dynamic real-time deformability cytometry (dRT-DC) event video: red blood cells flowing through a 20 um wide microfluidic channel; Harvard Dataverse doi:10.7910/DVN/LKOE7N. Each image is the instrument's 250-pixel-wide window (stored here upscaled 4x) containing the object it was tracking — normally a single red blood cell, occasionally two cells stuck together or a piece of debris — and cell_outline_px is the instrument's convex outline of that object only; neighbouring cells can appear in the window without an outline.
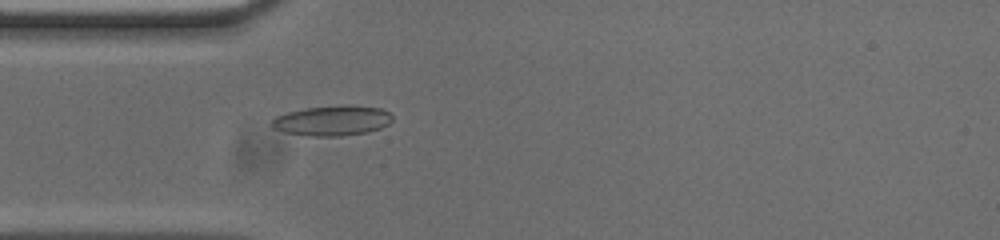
{"species": "common noctule bat (a hibernating species)", "species_latin": "Nyctalus noctula", "temperature_condition": "cold", "stored_images_in_passage": 53, "camera_frame_rate_fps": 3000, "um_per_image_px": 0.085, "animal": {"sex": "male", "body_mass_g": 20.0, "forearm_length_mm": 53.3}, "frame": {"image": 1, "passage_image": 14, "time_ms": 4.333, "image_size_px": [1000, 240], "cell_outline_px": [[392, 120], [388, 124], [380, 128], [364, 132], [340, 136], [312, 136], [284, 132], [272, 128], [272, 120], [276, 116], [288, 112], [308, 108], [344, 104], [348, 104], [380, 108], [388, 112], [392, 116]], "centroid_in_image_um": [28.24, 10.24], "position_along_channel_um": 56.8, "area_um2": 21.04}}
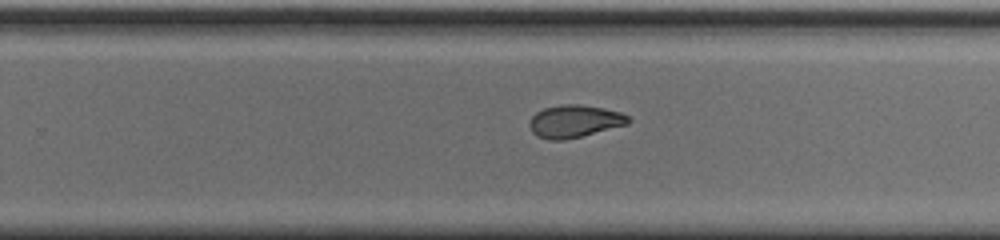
{"frame": {"image": 2, "passage_image": 32, "time_ms": 10.333, "image_size_px": [1000, 240], "cell_outline_px": [[632, 120], [628, 124], [564, 140], [548, 140], [536, 136], [532, 132], [528, 124], [532, 116], [536, 112], [544, 108], [560, 104], [580, 104], [604, 108], [620, 112], [628, 116]], "centroid_in_image_um": [48.81, 10.3], "position_along_channel_um": 281.0, "area_um2": 18.79}}
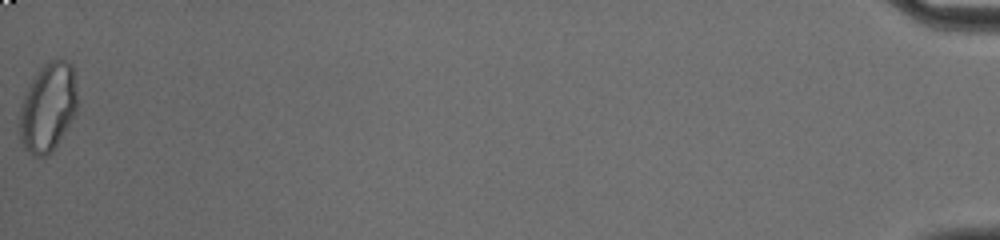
{"frame": {"image": 3, "passage_image": 53, "time_ms": 17.333, "image_size_px": [1000, 240], "cell_outline_px": [[76, 112], [52, 152], [44, 156], [36, 156], [24, 148], [20, 140], [20, 108], [28, 84], [40, 68], [44, 64], [52, 60], [68, 60], [72, 64], [76, 72]], "centroid_in_image_um": [4.08, 9.09], "position_along_channel_um": 431.1, "area_um2": 29.82}, "authors_computed_cell_mechanics": {"area_um2": 19.5942, "velocity_mm_per_s": 3.7492, "shape_relaxation_time_tau1_ms": null, "shape_relaxation_time_tau2_ms": 3.6679, "deformation_change_tau1": null, "deformation_change_tau2": 0.0683}}